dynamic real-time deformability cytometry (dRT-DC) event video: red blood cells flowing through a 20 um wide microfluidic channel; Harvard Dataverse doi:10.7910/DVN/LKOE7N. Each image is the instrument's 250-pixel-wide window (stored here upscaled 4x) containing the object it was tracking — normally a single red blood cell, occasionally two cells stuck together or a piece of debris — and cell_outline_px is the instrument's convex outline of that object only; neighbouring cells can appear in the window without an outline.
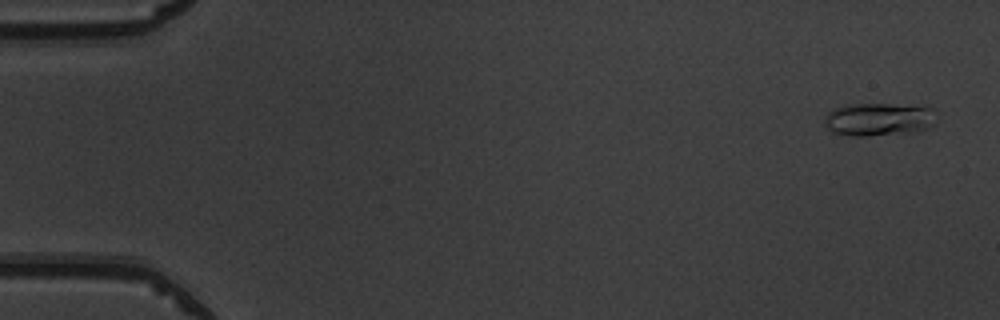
{"species": "common noctule bat (a hibernating species)", "species_latin": "Nyctalus noctula", "temperature_condition": "warm", "stored_images_in_passage": 52, "camera_frame_rate_fps": 3000, "um_per_image_px": 0.085, "animal": {"sex": "male", "body_mass_g": 19.5, "forearm_length_mm": 54.6}, "frame": {"image": 1, "passage_image": 3, "time_ms": 0.667, "image_size_px": [1000, 320], "cell_outline_px": [[940, 112], [936, 124], [928, 128], [916, 132], [868, 136], [848, 136], [832, 132], [824, 124], [824, 120], [828, 112], [832, 108], [848, 104], [924, 104]], "centroid_in_image_um": [74.81, 10.12], "position_along_channel_um": 10.2, "area_um2": 22.6}}
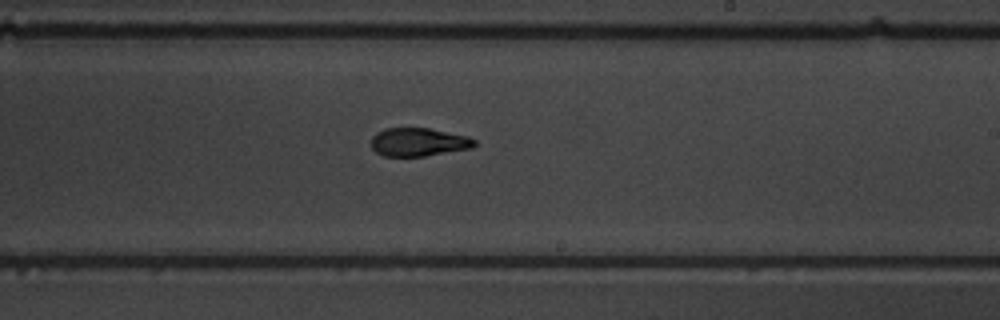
{"frame": {"image": 2, "passage_image": 32, "time_ms": 10.333, "image_size_px": [1000, 320], "cell_outline_px": [[476, 144], [472, 148], [424, 156], [384, 156], [376, 152], [372, 148], [372, 136], [376, 132], [384, 128], [428, 128], [468, 136], [476, 140]], "centroid_in_image_um": [35.57, 12.07], "position_along_channel_um": 253.4, "area_um2": 17.05}}
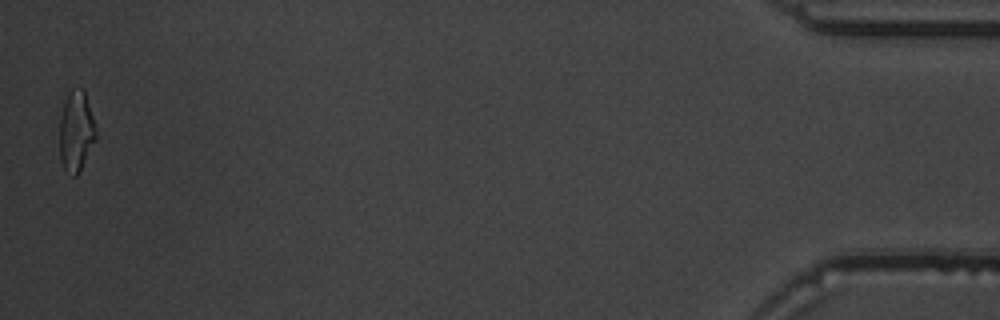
{"frame": {"image": 3, "passage_image": 52, "time_ms": 17.0, "image_size_px": [1000, 320], "cell_outline_px": [[96, 140], [76, 176], [72, 176], [64, 168], [60, 160], [60, 116], [64, 100], [68, 92], [72, 88], [84, 88], [96, 128]], "centroid_in_image_um": [6.47, 11.11], "position_along_channel_um": 428.7, "area_um2": 17.11}, "authors_computed_cell_mechanics": {"area_um2": 17.5134, "velocity_mm_per_s": 3.9668, "shape_relaxation_time_tau1_ms": 4.9783, "shape_relaxation_time_tau2_ms": 2.1357, "deformation_change_tau1": 0.1948, "deformation_change_tau2": 0.0929}}